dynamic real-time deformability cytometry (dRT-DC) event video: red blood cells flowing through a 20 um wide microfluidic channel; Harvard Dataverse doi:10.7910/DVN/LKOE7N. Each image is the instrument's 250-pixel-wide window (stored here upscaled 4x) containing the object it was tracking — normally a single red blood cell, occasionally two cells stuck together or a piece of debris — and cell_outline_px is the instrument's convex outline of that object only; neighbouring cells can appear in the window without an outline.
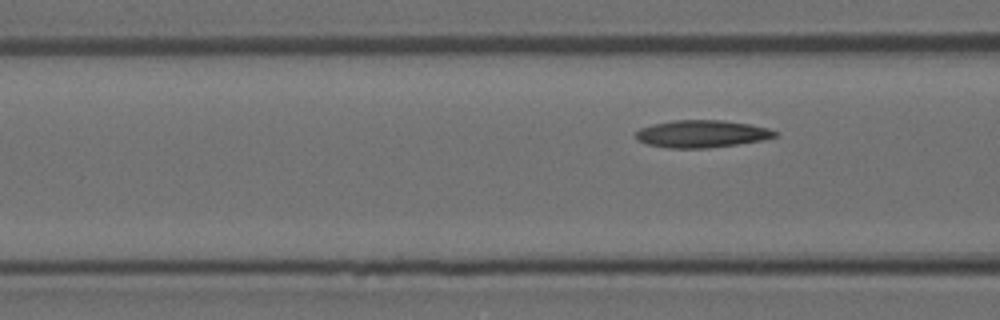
{"species": "Egyptian fruit bat (a non-hibernating species)", "species_latin": "Rousettus aegyptiacus", "temperature_condition": "room temperature", "stored_images_in_passage": 8, "segment_of_instrument_passage": [2, 2], "camera_frame_rate_fps": 3000, "um_per_image_px": 0.085, "animal": {"sex": "female"}, "frame": {"image": 1, "passage_image": 8, "time_ms": 2.333, "image_size_px": [1000, 320], "cell_outline_px": [[780, 132], [776, 136], [760, 140], [736, 144], [708, 148], [668, 148], [648, 144], [636, 140], [636, 132], [640, 128], [652, 124], [676, 120], [724, 120], [748, 124], [768, 128]], "centroid_in_image_um": [59.63, 11.37], "position_along_channel_um": 107.0, "area_um2": 22.08}}